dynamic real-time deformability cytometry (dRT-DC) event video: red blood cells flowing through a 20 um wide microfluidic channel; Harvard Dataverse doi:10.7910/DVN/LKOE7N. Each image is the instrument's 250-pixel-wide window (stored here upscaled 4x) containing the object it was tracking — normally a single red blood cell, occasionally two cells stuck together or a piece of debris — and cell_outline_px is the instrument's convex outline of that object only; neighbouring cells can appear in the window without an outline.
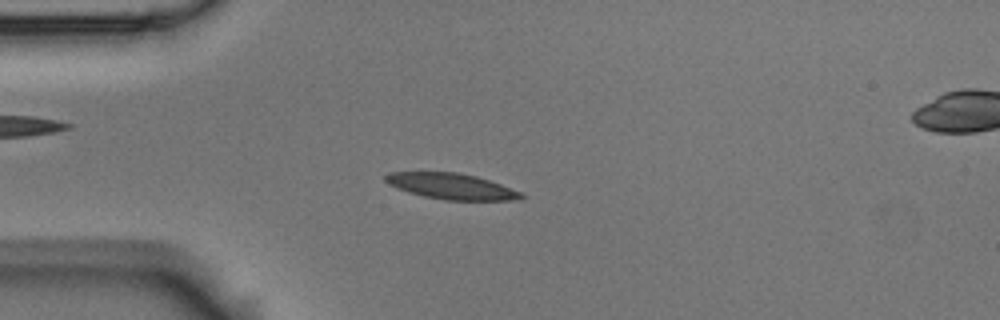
{"species": "Egyptian fruit bat (a non-hibernating species)", "species_latin": "Rousettus aegyptiacus", "temperature_condition": "room temperature", "stored_images_in_passage": 8, "camera_frame_rate_fps": 3000, "um_per_image_px": 0.085, "animal": {"sex": "male"}, "frame": {"image": 1, "passage_image": 3, "time_ms": 0.667, "image_size_px": [1000, 320], "cell_outline_px": [[528, 196], [520, 200], [444, 200], [424, 196], [408, 192], [388, 184], [384, 180], [384, 176], [388, 172], [456, 172], [476, 176], [524, 192]], "centroid_in_image_um": [38.42, 15.84], "position_along_channel_um": 46.6, "area_um2": 20.63}}
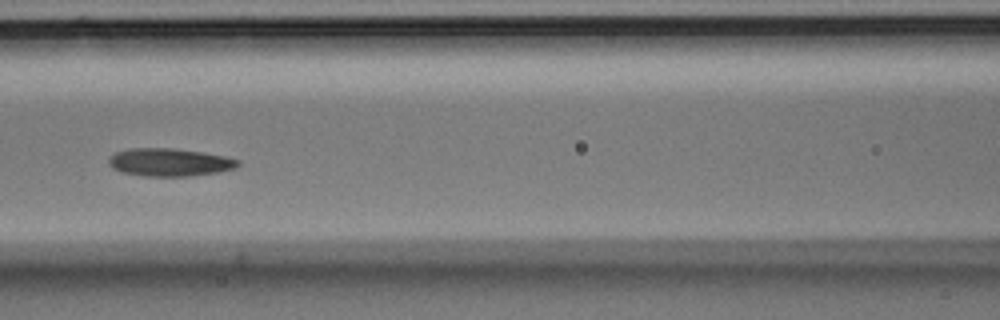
{"frame": {"image": 2, "passage_image": 6, "time_ms": 1.667, "image_size_px": [1000, 320], "cell_outline_px": [[240, 164], [236, 168], [220, 172], [188, 176], [144, 176], [124, 172], [112, 168], [108, 164], [108, 156], [116, 152], [128, 148], [172, 148], [204, 152], [224, 156], [240, 160]], "centroid_in_image_um": [14.41, 13.78], "position_along_channel_um": 152.2, "area_um2": 21.15}}
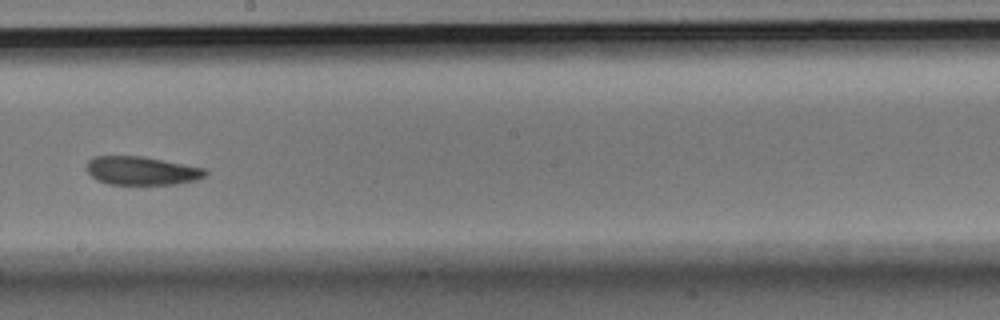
{"frame": {"image": 3, "passage_image": 8, "time_ms": 2.333, "image_size_px": [1000, 320], "cell_outline_px": [[208, 172], [204, 176], [196, 180], [176, 184], [108, 184], [96, 180], [88, 172], [88, 160], [92, 156], [144, 156], [208, 168]], "centroid_in_image_um": [12.08, 14.5], "position_along_channel_um": 236.1, "area_um2": 19.88}}